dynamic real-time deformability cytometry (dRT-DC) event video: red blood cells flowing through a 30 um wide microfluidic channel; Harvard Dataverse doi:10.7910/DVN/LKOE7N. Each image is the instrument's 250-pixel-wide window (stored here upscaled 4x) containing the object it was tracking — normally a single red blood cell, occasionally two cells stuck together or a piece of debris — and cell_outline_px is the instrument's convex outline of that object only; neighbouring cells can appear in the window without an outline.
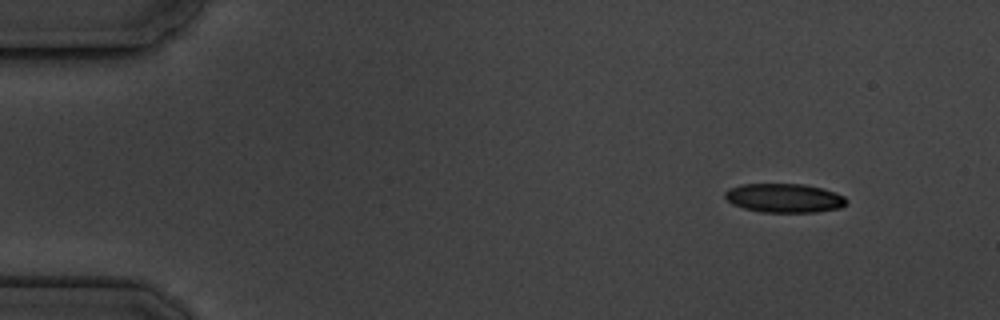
{"species": "common noctule bat (a hibernating species)", "species_latin": "Nyctalus noctula", "temperature_condition": "cold", "stored_images_in_passage": 6, "segment_of_instrument_passage": [1, 2], "camera_frame_rate_fps": 3000, "um_per_image_px": 0.085, "animal": {"sex": "male", "body_mass_g": 19.5, "forearm_length_mm": 54.6}, "frame": {"image": 1, "passage_image": 2, "time_ms": 1.333, "image_size_px": [1000, 320], "cell_outline_px": [[848, 204], [840, 208], [816, 212], [764, 212], [744, 208], [732, 204], [724, 196], [724, 192], [728, 188], [740, 184], [804, 184], [824, 188], [836, 192], [844, 196], [848, 200]], "centroid_in_image_um": [66.69, 16.82], "position_along_channel_um": 18.3, "area_um2": 20.75}}